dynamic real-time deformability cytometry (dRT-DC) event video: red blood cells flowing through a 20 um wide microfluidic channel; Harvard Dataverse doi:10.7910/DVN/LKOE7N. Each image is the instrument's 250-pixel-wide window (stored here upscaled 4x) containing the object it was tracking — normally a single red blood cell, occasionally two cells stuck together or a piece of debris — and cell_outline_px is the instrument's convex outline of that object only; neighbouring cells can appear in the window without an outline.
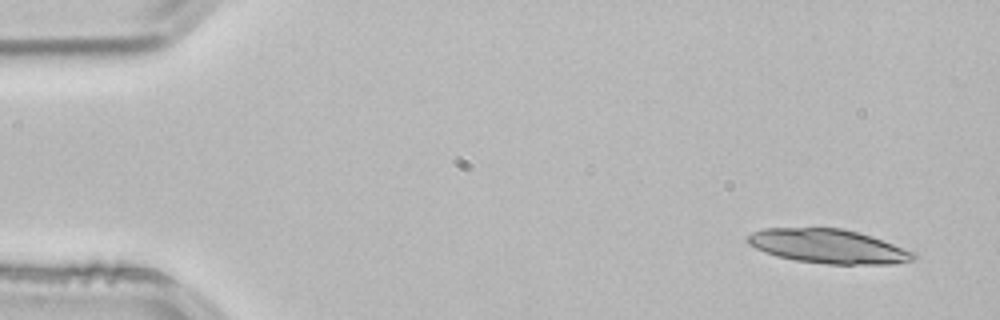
{"species": "common noctule bat (a hibernating species)", "species_latin": "Nyctalus noctula", "temperature_condition": "room temperature", "stored_images_in_passage": 3, "camera_frame_rate_fps": 3000, "um_per_image_px": 0.085, "animal": {"sex": "male", "body_mass_g": 21.5, "forearm_length_mm": 52.0}, "frame": {"image": 1, "passage_image": 1, "time_ms": 0.0, "image_size_px": [1000, 320], "cell_outline_px": [[920, 256], [916, 260], [896, 264], [828, 264], [796, 260], [776, 256], [756, 248], [748, 244], [748, 236], [752, 232], [764, 228], [840, 228], [872, 236], [916, 252]], "centroid_in_image_um": [70.48, 20.94], "position_along_channel_um": 14.5, "area_um2": 33.06}}